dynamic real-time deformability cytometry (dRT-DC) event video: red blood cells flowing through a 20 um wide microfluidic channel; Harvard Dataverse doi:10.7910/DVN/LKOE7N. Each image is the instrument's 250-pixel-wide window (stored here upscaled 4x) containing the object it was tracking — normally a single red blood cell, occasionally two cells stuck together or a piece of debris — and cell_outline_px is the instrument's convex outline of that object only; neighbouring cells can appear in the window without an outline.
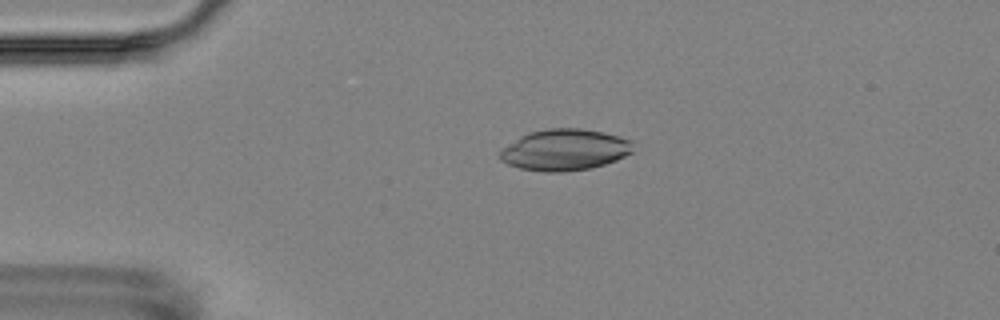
{"species": "Egyptian fruit bat (a non-hibernating species)", "species_latin": "Rousettus aegyptiacus", "temperature_condition": "room temperature", "stored_images_in_passage": 5, "camera_frame_rate_fps": 3000, "um_per_image_px": 0.085, "animal": {"sex": "female"}, "frame": {"image": 1, "passage_image": 4, "time_ms": 3.667, "image_size_px": [1000, 320], "cell_outline_px": [[632, 152], [616, 160], [592, 168], [564, 172], [544, 172], [520, 168], [508, 164], [500, 160], [500, 152], [504, 148], [524, 136], [532, 132], [548, 128], [580, 128], [604, 132], [620, 136], [632, 140]], "centroid_in_image_um": [48.05, 12.74], "position_along_channel_um": 36.9, "area_um2": 31.73}}